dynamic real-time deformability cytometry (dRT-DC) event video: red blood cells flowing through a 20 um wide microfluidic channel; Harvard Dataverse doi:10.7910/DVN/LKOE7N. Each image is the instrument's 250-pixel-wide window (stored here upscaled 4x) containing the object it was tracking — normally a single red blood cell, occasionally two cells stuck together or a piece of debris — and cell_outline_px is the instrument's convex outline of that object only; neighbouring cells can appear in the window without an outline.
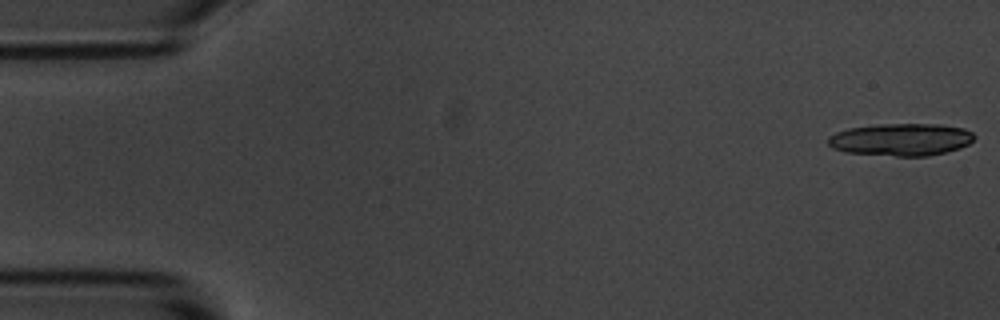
{"species": "common noctule bat (a hibernating species)", "species_latin": "Nyctalus noctula", "temperature_condition": "room temperature", "stored_images_in_passage": 6, "segment_of_instrument_passage": [1, 2], "camera_frame_rate_fps": 3000, "um_per_image_px": 0.085, "animal": {"sex": "male", "body_mass_g": 20.1, "forearm_length_mm": 53.5}, "frame": {"image": 1, "passage_image": 1, "time_ms": 0.0, "image_size_px": [1000, 320], "cell_outline_px": [[976, 136], [968, 144], [960, 148], [928, 156], [896, 156], [844, 152], [832, 148], [828, 144], [828, 136], [836, 132], [848, 128], [880, 124], [940, 124], [964, 128], [972, 132]], "centroid_in_image_um": [76.58, 11.86], "position_along_channel_um": 8.4, "area_um2": 27.69}}